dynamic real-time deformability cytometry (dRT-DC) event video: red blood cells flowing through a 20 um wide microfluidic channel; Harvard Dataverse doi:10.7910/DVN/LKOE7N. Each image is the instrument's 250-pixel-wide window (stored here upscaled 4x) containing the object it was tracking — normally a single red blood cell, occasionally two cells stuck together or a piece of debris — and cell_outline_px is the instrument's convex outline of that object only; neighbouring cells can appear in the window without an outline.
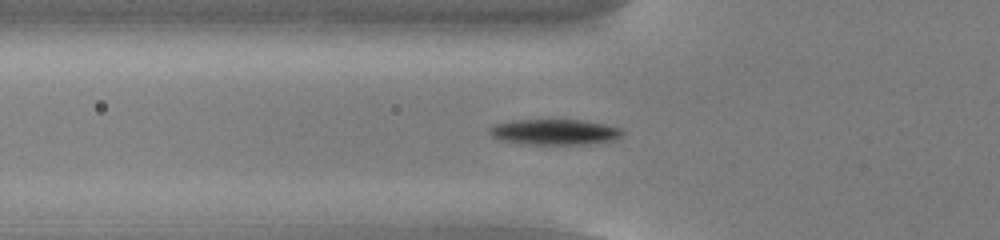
{"species": "common noctule bat (a hibernating species)", "species_latin": "Nyctalus noctula", "temperature_condition": "cold", "stored_images_in_passage": 50, "camera_frame_rate_fps": 3000, "um_per_image_px": 0.085, "animal": {"sex": "male", "body_mass_g": 13.0, "forearm_length_mm": 53.1}, "frame": {"image": 1, "passage_image": 15, "time_ms": 4.667, "image_size_px": [1000, 240], "cell_outline_px": [[624, 132], [620, 136], [612, 140], [580, 144], [520, 144], [496, 140], [488, 132], [488, 128], [492, 124], [512, 120], [584, 120], [624, 128]], "centroid_in_image_um": [47.06, 11.21], "position_along_channel_um": 78.7, "area_um2": 20.06}}
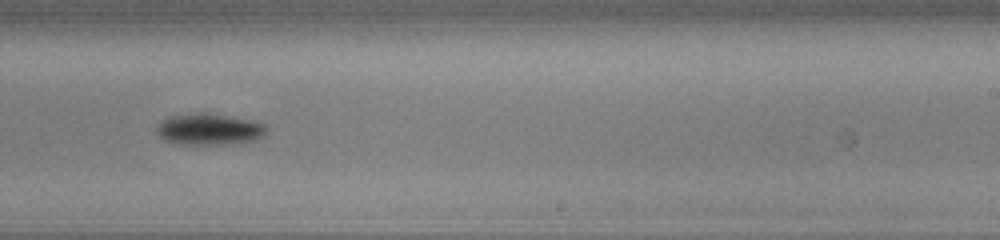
{"frame": {"image": 2, "passage_image": 30, "time_ms": 9.667, "image_size_px": [1000, 240], "cell_outline_px": [[268, 132], [264, 136], [256, 140], [232, 144], [180, 144], [164, 140], [156, 132], [156, 124], [160, 120], [168, 116], [196, 112], [204, 112], [252, 120], [264, 124], [268, 128]], "centroid_in_image_um": [17.77, 10.98], "position_along_channel_um": 271.2, "area_um2": 20.52}}
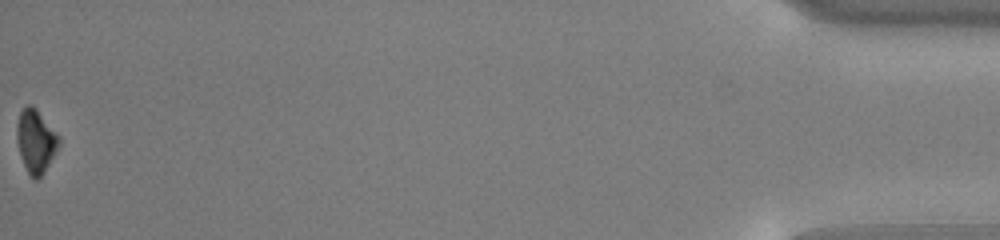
{"frame": {"image": 3, "passage_image": 50, "time_ms": 16.333, "image_size_px": [1000, 240], "cell_outline_px": [[60, 144], [56, 152], [44, 172], [36, 180], [28, 172], [20, 156], [16, 140], [16, 124], [20, 112], [28, 104], [32, 104], [36, 108], [60, 136]], "centroid_in_image_um": [3.04, 11.96], "position_along_channel_um": 432.2, "area_um2": 15.55}, "authors_computed_cell_mechanics": {"area_um2": 18.9006, "velocity_mm_per_s": 3.8495, "shape_relaxation_time_tau1_ms": 1.1198, "shape_relaxation_time_tau2_ms": null, "deformation_change_tau1": 0.1026, "deformation_change_tau2": null}}